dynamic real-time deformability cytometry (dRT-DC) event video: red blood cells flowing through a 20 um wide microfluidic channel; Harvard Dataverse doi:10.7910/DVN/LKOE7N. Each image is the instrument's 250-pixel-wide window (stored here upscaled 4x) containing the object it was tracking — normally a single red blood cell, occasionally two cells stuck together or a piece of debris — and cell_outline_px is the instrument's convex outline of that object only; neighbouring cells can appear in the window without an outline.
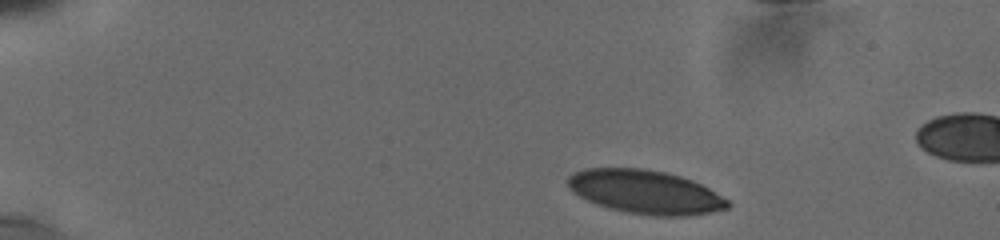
{"species": "human", "species_latin": "Homo sapiens", "temperature_condition": "cold", "stored_images_in_passage": 8, "camera_frame_rate_fps": 3000, "um_per_image_px": 0.085, "donor": {"sex": "male"}, "frame": {"image": 1, "passage_image": 2, "time_ms": 0.333, "image_size_px": [1000, 240], "cell_outline_px": [[732, 204], [728, 208], [712, 212], [688, 216], [652, 216], [624, 212], [608, 208], [596, 204], [572, 192], [568, 188], [568, 176], [572, 172], [584, 168], [644, 168], [664, 172], [680, 176], [692, 180], [708, 188], [728, 200]], "centroid_in_image_um": [54.83, 16.32], "position_along_channel_um": 30.2, "area_um2": 40.92}}